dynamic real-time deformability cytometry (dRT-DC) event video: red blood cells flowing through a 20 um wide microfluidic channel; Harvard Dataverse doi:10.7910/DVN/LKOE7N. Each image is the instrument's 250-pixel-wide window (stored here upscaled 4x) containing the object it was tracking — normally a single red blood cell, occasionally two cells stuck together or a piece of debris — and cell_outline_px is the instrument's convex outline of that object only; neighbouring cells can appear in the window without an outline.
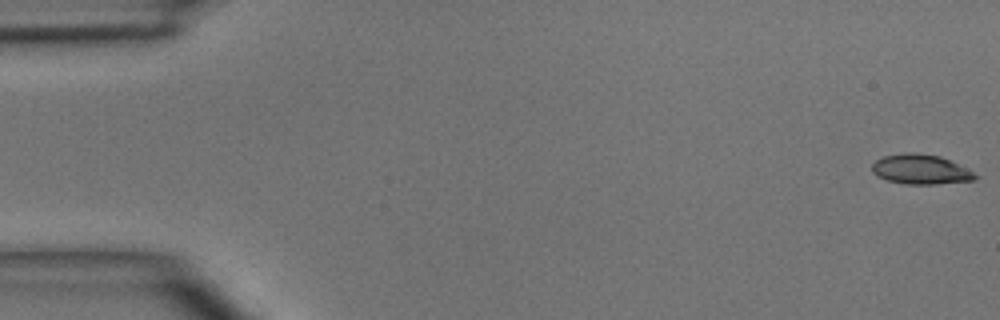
{"species": "common noctule bat (a hibernating species)", "species_latin": "Nyctalus noctula", "temperature_condition": "room temperature", "stored_images_in_passage": 5, "camera_frame_rate_fps": 3000, "um_per_image_px": 0.085, "animal": {"sex": "male", "body_mass_g": 15.6}, "frame": {"image": 1, "passage_image": 1, "time_ms": 0.0, "image_size_px": [1000, 320], "cell_outline_px": [[980, 176], [976, 180], [936, 184], [908, 184], [888, 180], [876, 176], [872, 172], [872, 164], [876, 160], [884, 156], [904, 152], [912, 152], [940, 156]], "centroid_in_image_um": [78.23, 14.4], "position_along_channel_um": 6.8, "area_um2": 17.74}}
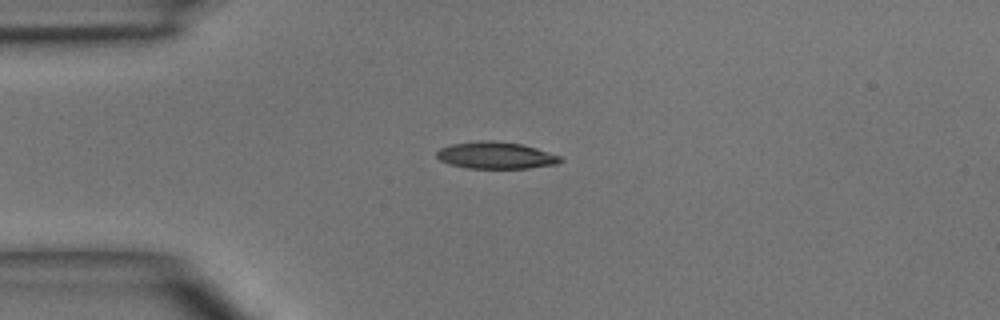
{"frame": {"image": 2, "passage_image": 4, "time_ms": 3.667, "image_size_px": [1000, 320], "cell_outline_px": [[564, 160], [556, 164], [528, 168], [468, 168], [448, 164], [440, 160], [436, 156], [436, 152], [440, 148], [452, 144], [480, 140], [492, 140], [520, 144], [536, 148], [560, 156]], "centroid_in_image_um": [42.12, 13.2], "position_along_channel_um": 42.9, "area_um2": 19.31}}